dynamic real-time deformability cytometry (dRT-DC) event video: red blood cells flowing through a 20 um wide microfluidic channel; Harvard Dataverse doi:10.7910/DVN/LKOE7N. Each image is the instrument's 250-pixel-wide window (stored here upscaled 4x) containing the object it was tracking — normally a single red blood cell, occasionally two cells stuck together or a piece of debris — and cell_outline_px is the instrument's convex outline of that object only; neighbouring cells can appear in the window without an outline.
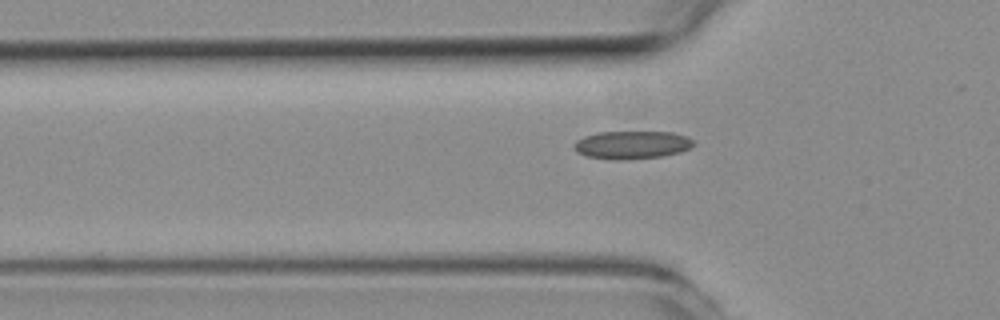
{"species": "common noctule bat (a hibernating species)", "species_latin": "Nyctalus noctula", "temperature_condition": "room temperature", "stored_images_in_passage": 30, "camera_frame_rate_fps": 3000, "um_per_image_px": 0.085, "animal": {"sex": "female", "body_mass_g": 19.3, "forearm_length_mm": 54.1}, "frame": {"image": 1, "passage_image": 4, "time_ms": 1.0, "image_size_px": [1000, 320], "cell_outline_px": [[692, 144], [688, 148], [680, 152], [660, 156], [620, 160], [612, 160], [588, 156], [576, 152], [572, 148], [572, 144], [576, 140], [584, 136], [600, 132], [672, 132], [688, 136], [692, 140]], "centroid_in_image_um": [53.64, 12.31], "position_along_channel_um": 72.2, "area_um2": 19.42}}
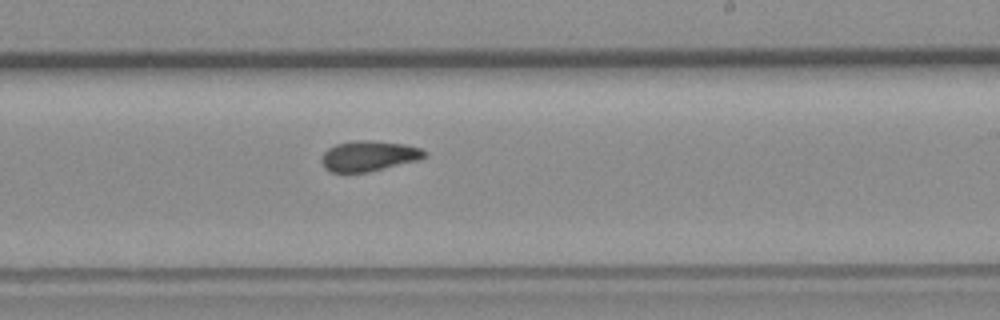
{"frame": {"image": 2, "passage_image": 18, "time_ms": 5.667, "image_size_px": [1000, 320], "cell_outline_px": [[428, 152], [420, 160], [368, 172], [332, 172], [324, 168], [320, 160], [324, 152], [328, 148], [336, 144], [360, 140], [364, 140], [404, 144], [420, 148]], "centroid_in_image_um": [31.34, 13.27], "position_along_channel_um": 257.7, "area_um2": 18.15}}
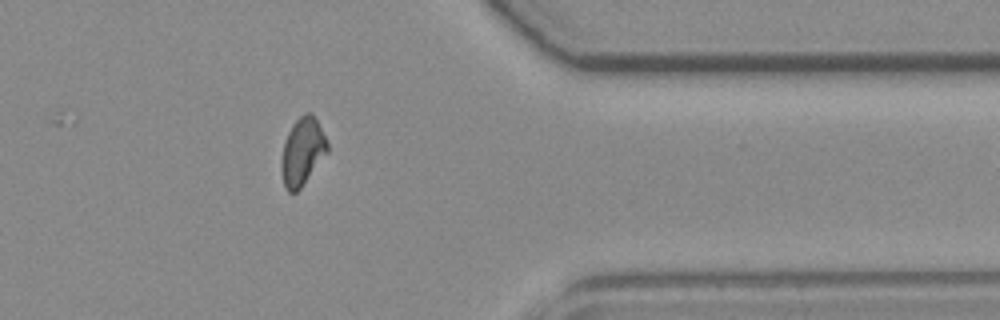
{"frame": {"image": 3, "passage_image": 29, "time_ms": 9.333, "image_size_px": [1000, 320], "cell_outline_px": [[328, 152], [300, 188], [296, 192], [288, 192], [284, 188], [280, 168], [280, 164], [284, 144], [288, 132], [292, 124], [304, 112], [312, 112], [328, 144]], "centroid_in_image_um": [25.68, 12.9], "position_along_channel_um": 385.7, "area_um2": 17.98}}